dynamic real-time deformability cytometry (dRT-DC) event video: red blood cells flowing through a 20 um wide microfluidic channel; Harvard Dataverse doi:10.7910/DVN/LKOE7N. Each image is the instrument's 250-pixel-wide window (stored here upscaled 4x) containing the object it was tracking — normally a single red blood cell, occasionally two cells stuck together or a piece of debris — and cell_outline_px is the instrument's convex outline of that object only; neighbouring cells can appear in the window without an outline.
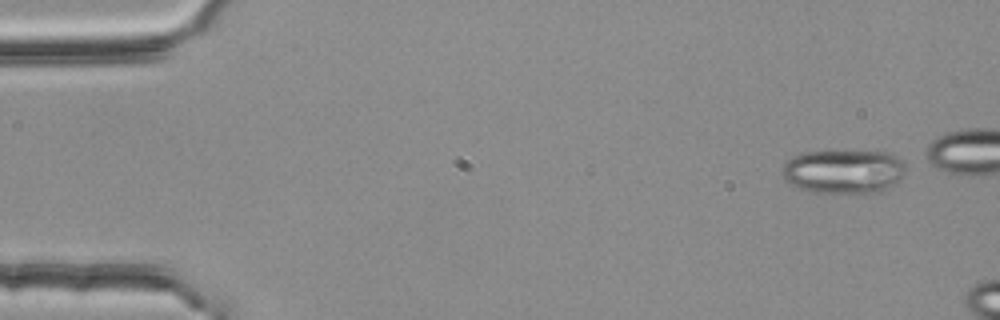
{"species": "common noctule bat (a hibernating species)", "species_latin": "Nyctalus noctula", "temperature_condition": "room temperature", "stored_images_in_passage": 2, "camera_frame_rate_fps": 3000, "um_per_image_px": 0.085, "animal": {"sex": "female", "body_mass_g": 25.1}, "frame": {"image": 1, "passage_image": 1, "time_ms": 0.0, "image_size_px": [1000, 320], "cell_outline_px": [[908, 172], [900, 180], [888, 188], [880, 192], [816, 192], [796, 188], [788, 184], [784, 180], [784, 164], [792, 156], [800, 152], [888, 152], [896, 156], [904, 164]], "centroid_in_image_um": [71.72, 14.58], "position_along_channel_um": 13.3, "area_um2": 31.56}}